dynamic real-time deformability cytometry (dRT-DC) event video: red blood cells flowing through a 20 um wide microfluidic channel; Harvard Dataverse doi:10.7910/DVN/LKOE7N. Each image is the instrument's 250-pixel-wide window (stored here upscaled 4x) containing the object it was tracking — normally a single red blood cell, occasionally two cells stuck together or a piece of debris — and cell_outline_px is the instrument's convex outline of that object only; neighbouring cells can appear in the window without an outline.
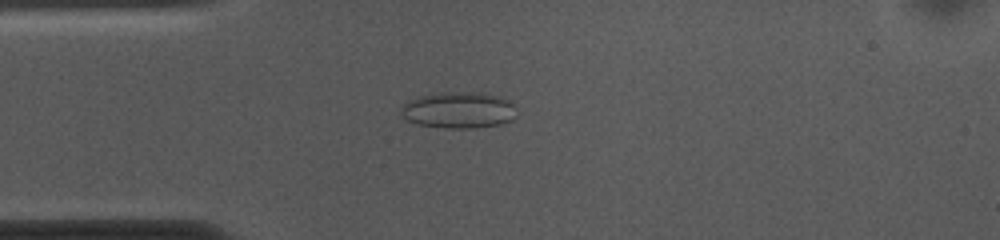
{"species": "common noctule bat (a hibernating species)", "species_latin": "Nyctalus noctula", "temperature_condition": "cold", "stored_images_in_passage": 53, "camera_frame_rate_fps": 3000, "um_per_image_px": 0.085, "animal": {"sex": "female", "body_mass_g": 10.0, "forearm_length_mm": 53.1}, "frame": {"image": 1, "passage_image": 13, "time_ms": 4.0, "image_size_px": [1000, 240], "cell_outline_px": [[516, 116], [512, 120], [500, 124], [472, 128], [448, 128], [416, 124], [408, 120], [400, 112], [404, 104], [408, 100], [420, 96], [436, 92], [484, 92], [500, 96], [508, 100], [512, 104]], "centroid_in_image_um": [38.99, 9.34], "position_along_channel_um": 46.0, "area_um2": 24.57}}
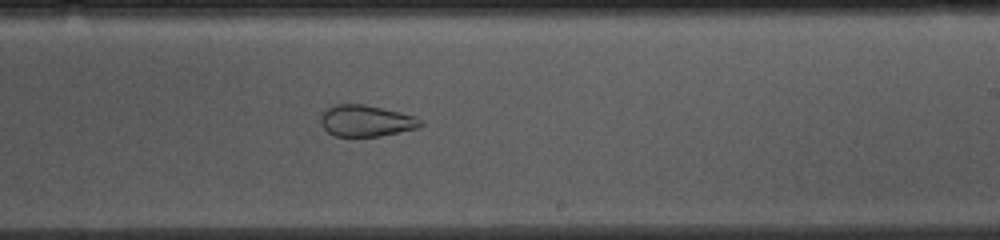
{"frame": {"image": 2, "passage_image": 31, "time_ms": 10.0, "image_size_px": [1000, 240], "cell_outline_px": [[424, 124], [420, 128], [380, 136], [336, 136], [328, 132], [320, 124], [320, 112], [336, 104], [364, 104], [400, 112], [416, 116], [424, 120]], "centroid_in_image_um": [31.15, 10.27], "position_along_channel_um": 257.9, "area_um2": 18.55}}
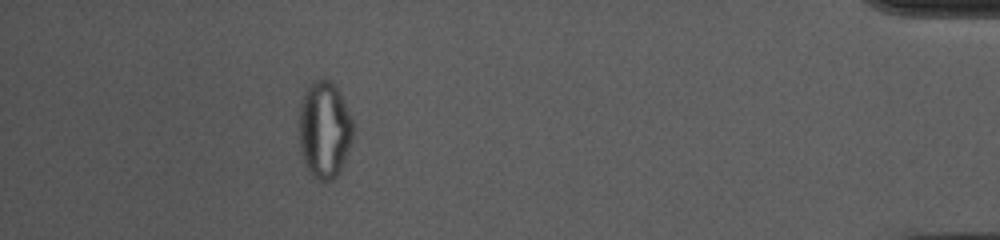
{"frame": {"image": 3, "passage_image": 48, "time_ms": 15.667, "image_size_px": [1000, 240], "cell_outline_px": [[352, 140], [344, 164], [340, 172], [332, 180], [320, 180], [312, 176], [308, 172], [304, 164], [300, 152], [300, 100], [308, 84], [316, 80], [332, 80], [336, 84], [344, 100], [352, 120]], "centroid_in_image_um": [27.57, 11.03], "position_along_channel_um": 407.6, "area_um2": 30.81}, "authors_computed_cell_mechanics": {"area_um2": 26.2412, "velocity_mm_per_s": 3.6892, "shape_relaxation_time_tau1_ms": null, "shape_relaxation_time_tau2_ms": 1.5938, "deformation_change_tau1": null, "deformation_change_tau2": 0.0619}}